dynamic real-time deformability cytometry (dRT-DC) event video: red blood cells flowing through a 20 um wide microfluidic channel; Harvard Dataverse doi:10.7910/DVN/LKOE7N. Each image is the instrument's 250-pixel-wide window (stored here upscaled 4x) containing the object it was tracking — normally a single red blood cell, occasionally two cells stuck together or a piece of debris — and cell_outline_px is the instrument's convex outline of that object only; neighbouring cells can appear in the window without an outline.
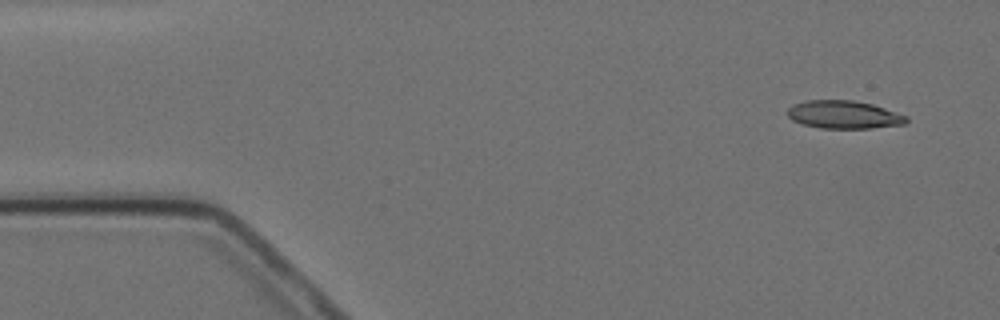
{"species": "Egyptian fruit bat (a non-hibernating species)", "species_latin": "Rousettus aegyptiacus", "temperature_condition": "cold", "stored_images_in_passage": 4, "camera_frame_rate_fps": 3000, "um_per_image_px": 0.085, "animal": {"sex": "female"}, "frame": {"image": 1, "passage_image": 1, "time_ms": 0.0, "image_size_px": [1000, 320], "cell_outline_px": [[908, 120], [904, 124], [872, 128], [820, 128], [804, 124], [792, 120], [788, 116], [788, 108], [792, 104], [804, 100], [852, 100], [872, 104], [908, 116]], "centroid_in_image_um": [71.71, 9.74], "position_along_channel_um": 13.3, "area_um2": 19.36}}
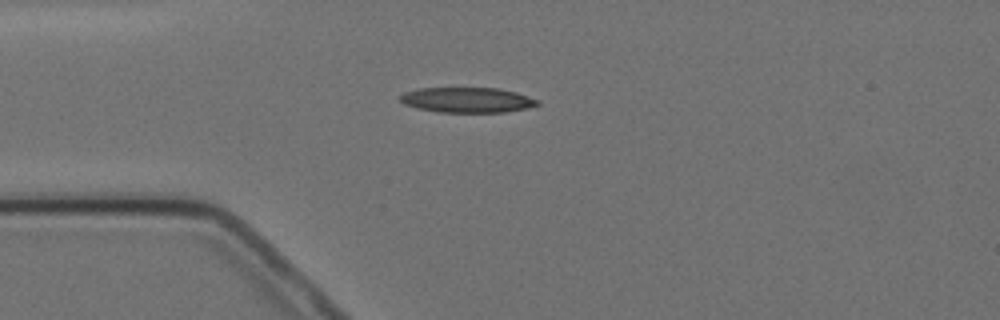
{"frame": {"image": 2, "passage_image": 4, "time_ms": 3.333, "image_size_px": [1000, 320], "cell_outline_px": [[540, 104], [528, 108], [504, 112], [436, 112], [416, 108], [404, 104], [400, 100], [400, 96], [404, 92], [420, 88], [500, 88], [516, 92], [540, 100]], "centroid_in_image_um": [39.73, 8.5], "position_along_channel_um": 45.3, "area_um2": 20.29}}